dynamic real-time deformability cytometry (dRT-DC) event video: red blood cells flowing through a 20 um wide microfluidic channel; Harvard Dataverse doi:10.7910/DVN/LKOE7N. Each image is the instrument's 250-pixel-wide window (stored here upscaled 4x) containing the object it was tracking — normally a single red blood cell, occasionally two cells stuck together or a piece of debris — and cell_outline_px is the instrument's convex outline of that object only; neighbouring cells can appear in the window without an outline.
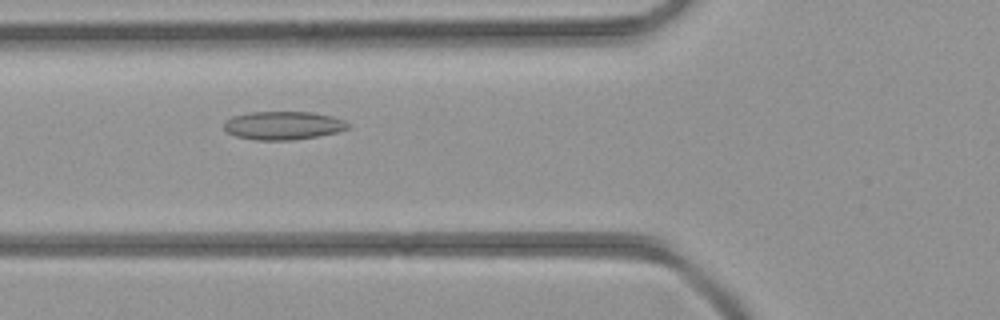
{"species": "common noctule bat (a hibernating species)", "species_latin": "Nyctalus noctula", "temperature_condition": "room temperature", "stored_images_in_passage": 26, "camera_frame_rate_fps": 3000, "um_per_image_px": 0.085, "animal": {"sex": "female", "body_mass_g": 21.9}, "frame": {"image": 1, "passage_image": 4, "time_ms": 1.0, "image_size_px": [1000, 320], "cell_outline_px": [[348, 128], [336, 132], [316, 136], [292, 140], [256, 140], [236, 136], [228, 132], [224, 128], [224, 120], [232, 116], [248, 112], [312, 112], [332, 116], [344, 120], [348, 124]], "centroid_in_image_um": [24.03, 10.66], "position_along_channel_um": 101.8, "area_um2": 20.4}}
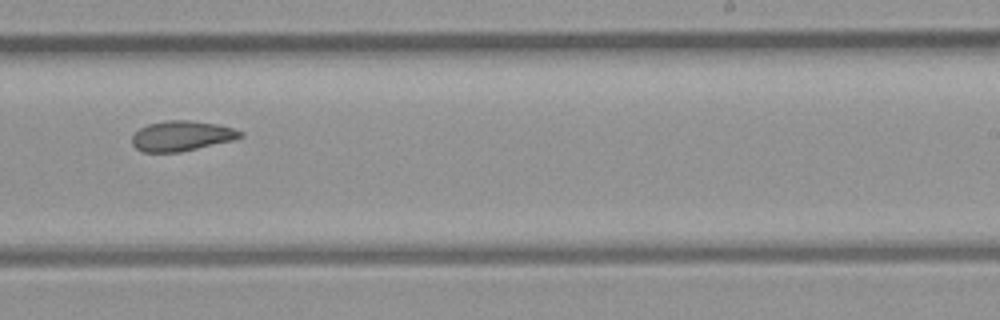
{"frame": {"image": 2, "passage_image": 15, "time_ms": 4.667, "image_size_px": [1000, 320], "cell_outline_px": [[244, 136], [232, 140], [180, 152], [144, 152], [136, 148], [132, 144], [132, 136], [140, 128], [148, 124], [164, 120], [188, 120], [216, 124], [236, 128], [244, 132]], "centroid_in_image_um": [15.45, 11.54], "position_along_channel_um": 273.5, "area_um2": 19.02}}
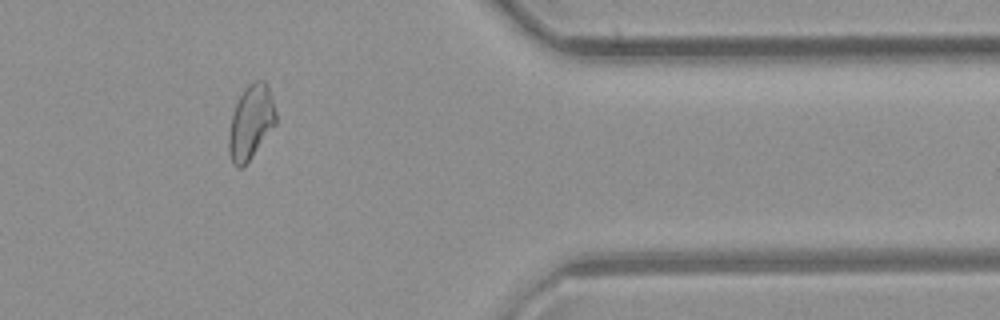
{"frame": {"image": 3, "passage_image": 24, "time_ms": 7.667, "image_size_px": [1000, 320], "cell_outline_px": [[276, 124], [248, 160], [240, 168], [236, 168], [232, 164], [228, 152], [228, 132], [232, 116], [236, 104], [244, 88], [248, 84], [256, 80], [264, 80], [268, 84], [272, 96], [276, 112]], "centroid_in_image_um": [21.31, 10.36], "position_along_channel_um": 390.1, "area_um2": 20.29}}